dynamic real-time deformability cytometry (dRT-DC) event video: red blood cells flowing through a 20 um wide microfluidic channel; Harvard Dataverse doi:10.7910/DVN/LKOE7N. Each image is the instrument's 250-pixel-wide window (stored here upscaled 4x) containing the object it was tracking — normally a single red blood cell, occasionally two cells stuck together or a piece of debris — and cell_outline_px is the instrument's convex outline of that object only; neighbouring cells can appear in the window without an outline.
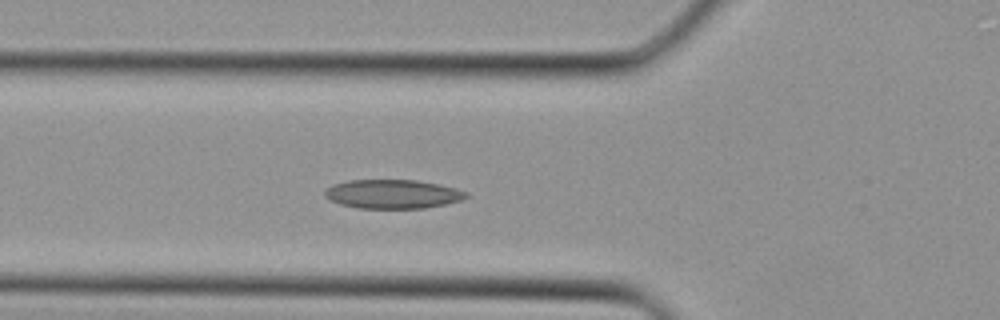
{"species": "Egyptian fruit bat (a non-hibernating species)", "species_latin": "Rousettus aegyptiacus", "temperature_condition": "cold", "stored_images_in_passage": 24, "camera_frame_rate_fps": 3000, "um_per_image_px": 0.085, "animal": {"sex": "female"}, "frame": {"image": 1, "passage_image": 2, "time_ms": 0.333, "image_size_px": [1000, 320], "cell_outline_px": [[468, 196], [460, 200], [444, 204], [424, 208], [360, 208], [340, 204], [324, 196], [324, 192], [332, 184], [348, 180], [416, 180], [440, 184], [456, 188], [468, 192]], "centroid_in_image_um": [33.38, 16.48], "position_along_channel_um": 92.4, "area_um2": 23.76}}
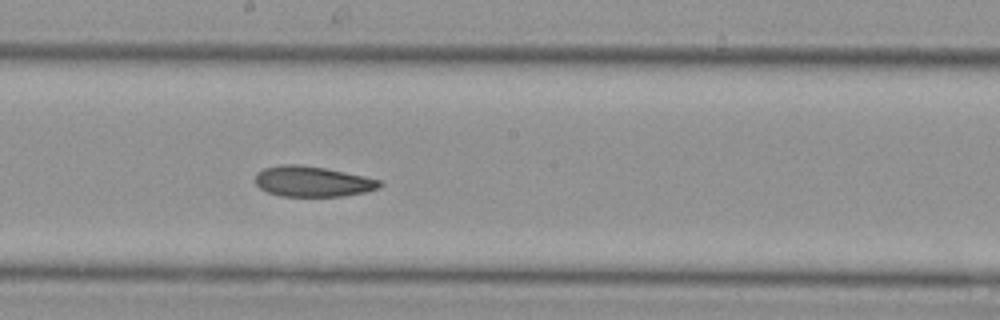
{"frame": {"image": 2, "passage_image": 9, "time_ms": 2.667, "image_size_px": [1000, 320], "cell_outline_px": [[384, 184], [380, 188], [364, 192], [344, 196], [280, 196], [268, 192], [260, 188], [256, 184], [256, 172], [264, 168], [280, 164], [300, 164], [324, 168], [364, 176], [380, 180]], "centroid_in_image_um": [26.56, 15.42], "position_along_channel_um": 221.6, "area_um2": 22.14}}
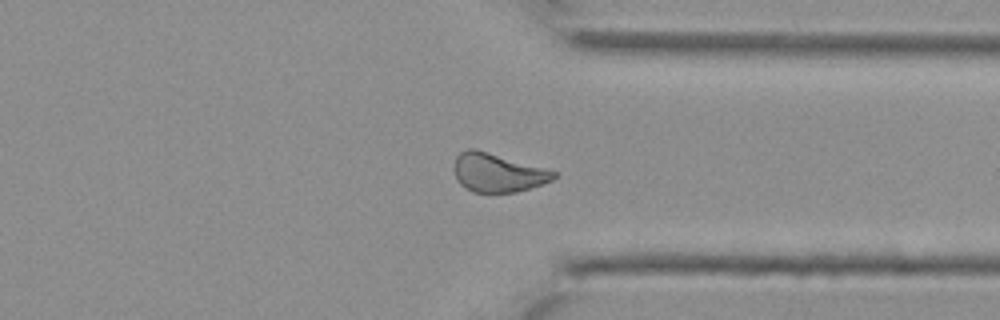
{"frame": {"image": 3, "passage_image": 17, "time_ms": 5.333, "image_size_px": [1000, 320], "cell_outline_px": [[560, 172], [552, 180], [516, 192], [472, 192], [460, 184], [456, 180], [452, 168], [456, 156], [460, 152], [468, 148], [476, 148]], "centroid_in_image_um": [42.27, 14.65], "position_along_channel_um": 369.1, "area_um2": 22.72}}